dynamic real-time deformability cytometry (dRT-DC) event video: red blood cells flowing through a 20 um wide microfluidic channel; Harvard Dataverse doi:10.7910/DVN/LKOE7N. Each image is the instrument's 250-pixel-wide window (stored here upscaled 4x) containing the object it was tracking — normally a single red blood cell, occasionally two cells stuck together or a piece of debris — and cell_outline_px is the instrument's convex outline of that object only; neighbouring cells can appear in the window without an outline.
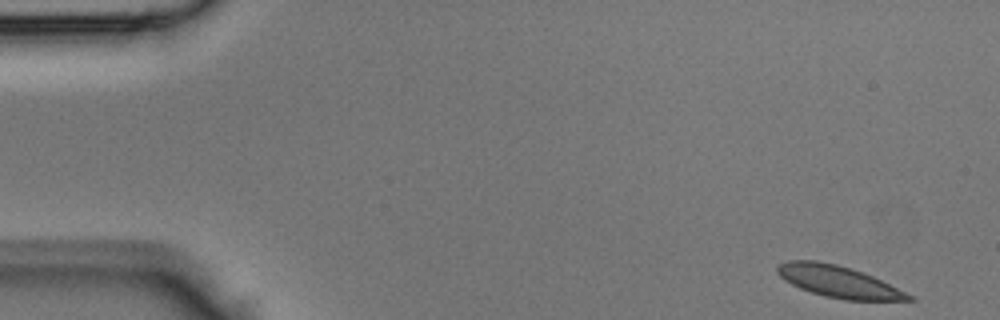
{"species": "Egyptian fruit bat (a non-hibernating species)", "species_latin": "Rousettus aegyptiacus", "temperature_condition": "room temperature", "stored_images_in_passage": 43, "camera_frame_rate_fps": 3000, "um_per_image_px": 0.085, "animal": {"sex": "male"}, "frame": {"image": 1, "passage_image": 1, "time_ms": 0.0, "image_size_px": [1000, 320], "cell_outline_px": [[916, 300], [844, 300], [824, 296], [800, 288], [784, 280], [776, 272], [776, 268], [780, 264], [788, 260], [816, 260], [836, 264], [872, 276], [916, 296]], "centroid_in_image_um": [71.28, 23.94], "position_along_channel_um": 13.7, "area_um2": 24.1}}
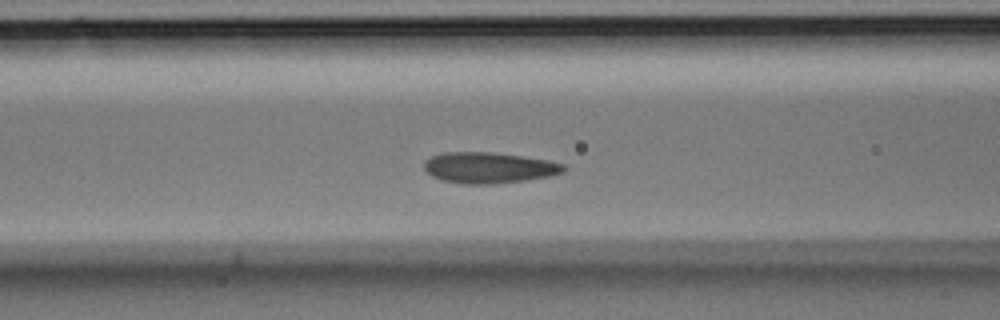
{"frame": {"image": 2, "passage_image": 16, "time_ms": 5.0, "image_size_px": [1000, 320], "cell_outline_px": [[568, 168], [564, 172], [548, 176], [524, 180], [492, 184], [464, 184], [444, 180], [432, 176], [424, 168], [424, 160], [432, 156], [444, 152], [492, 152], [548, 160], [564, 164]], "centroid_in_image_um": [41.56, 14.25], "position_along_channel_um": 125.0, "area_um2": 25.03}}
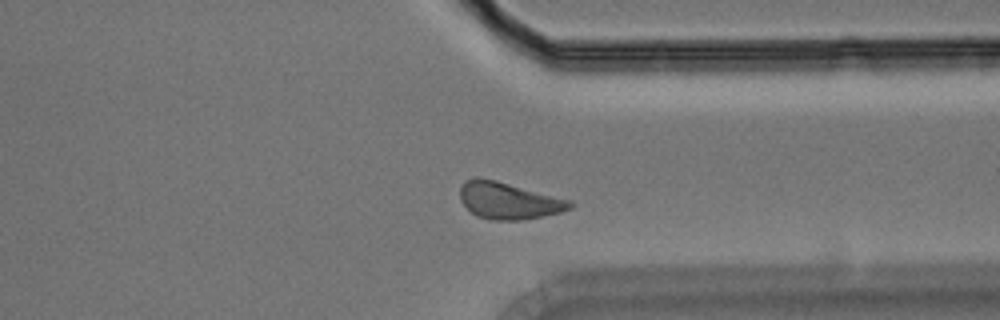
{"frame": {"image": 3, "passage_image": 32, "time_ms": 10.333, "image_size_px": [1000, 320], "cell_outline_px": [[576, 204], [572, 208], [560, 212], [524, 220], [496, 220], [476, 216], [460, 200], [460, 188], [464, 180], [472, 176], [480, 176], [496, 180], [572, 200]], "centroid_in_image_um": [43.24, 17.03], "position_along_channel_um": 368.2, "area_um2": 23.87}}